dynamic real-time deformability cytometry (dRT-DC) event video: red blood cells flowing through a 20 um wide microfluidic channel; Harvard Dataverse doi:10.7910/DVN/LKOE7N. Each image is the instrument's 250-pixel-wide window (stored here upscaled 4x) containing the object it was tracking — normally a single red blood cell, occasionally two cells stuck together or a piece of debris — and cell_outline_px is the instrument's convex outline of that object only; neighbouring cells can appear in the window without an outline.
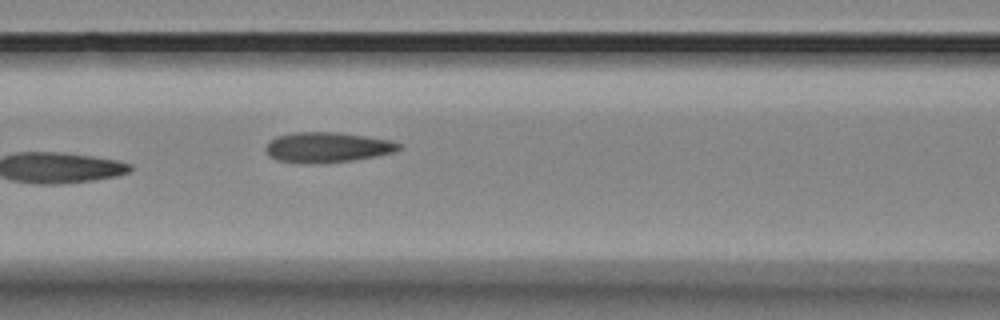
{"species": "Egyptian fruit bat (a non-hibernating species)", "species_latin": "Rousettus aegyptiacus", "temperature_condition": "room temperature", "stored_images_in_passage": 4, "camera_frame_rate_fps": 3000, "um_per_image_px": 0.085, "animal": {"sex": "female"}, "frame": {"image": 1, "passage_image": 4, "time_ms": 3.333, "image_size_px": [1000, 320], "cell_outline_px": [[404, 144], [396, 152], [376, 156], [352, 160], [316, 164], [300, 164], [276, 160], [268, 156], [264, 148], [276, 136], [296, 132], [340, 132], [392, 140]], "centroid_in_image_um": [27.83, 12.53], "position_along_channel_um": 138.8, "area_um2": 23.87}}